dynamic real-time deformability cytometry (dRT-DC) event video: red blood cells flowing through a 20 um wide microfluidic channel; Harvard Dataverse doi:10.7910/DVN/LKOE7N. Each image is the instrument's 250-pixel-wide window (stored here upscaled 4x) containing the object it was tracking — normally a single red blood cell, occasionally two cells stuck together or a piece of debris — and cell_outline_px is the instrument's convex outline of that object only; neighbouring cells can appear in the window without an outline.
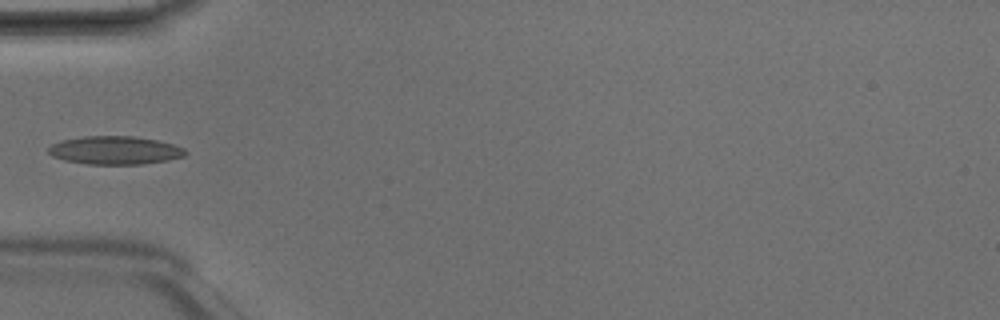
{"species": "Egyptian fruit bat (a non-hibernating species)", "species_latin": "Rousettus aegyptiacus", "temperature_condition": "room temperature", "stored_images_in_passage": 3, "camera_frame_rate_fps": 3000, "um_per_image_px": 0.085, "animal": {"sex": "male"}, "frame": {"image": 1, "passage_image": 3, "time_ms": 0.667, "image_size_px": [1000, 320], "cell_outline_px": [[188, 152], [184, 156], [168, 160], [144, 164], [88, 164], [64, 160], [52, 156], [48, 152], [48, 148], [52, 144], [60, 140], [84, 136], [132, 136], [156, 140], [172, 144], [184, 148]], "centroid_in_image_um": [9.76, 12.77], "position_along_channel_um": 75.2, "area_um2": 22.54}}